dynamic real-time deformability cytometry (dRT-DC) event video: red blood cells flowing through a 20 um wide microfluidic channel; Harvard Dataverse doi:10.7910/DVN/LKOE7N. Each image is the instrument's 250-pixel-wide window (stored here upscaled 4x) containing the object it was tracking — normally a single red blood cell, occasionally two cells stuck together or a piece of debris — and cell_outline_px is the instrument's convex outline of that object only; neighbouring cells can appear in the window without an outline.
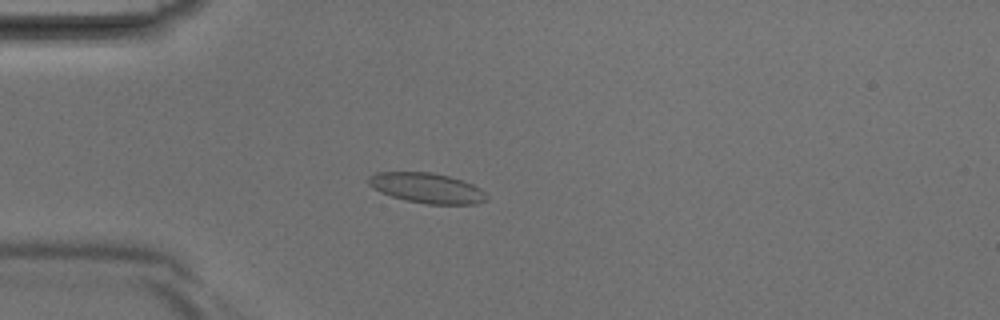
{"species": "Egyptian fruit bat (a non-hibernating species)", "species_latin": "Rousettus aegyptiacus", "temperature_condition": "room temperature", "stored_images_in_passage": 40, "camera_frame_rate_fps": 3000, "um_per_image_px": 0.085, "animal": {"sex": "male"}, "frame": {"image": 1, "passage_image": 10, "time_ms": 3.0, "image_size_px": [1000, 320], "cell_outline_px": [[488, 200], [476, 204], [428, 204], [408, 200], [392, 196], [380, 192], [372, 188], [368, 184], [368, 176], [376, 172], [432, 172], [448, 176], [472, 184], [480, 188], [488, 196]], "centroid_in_image_um": [36.28, 15.98], "position_along_channel_um": 48.7, "area_um2": 20.69}}
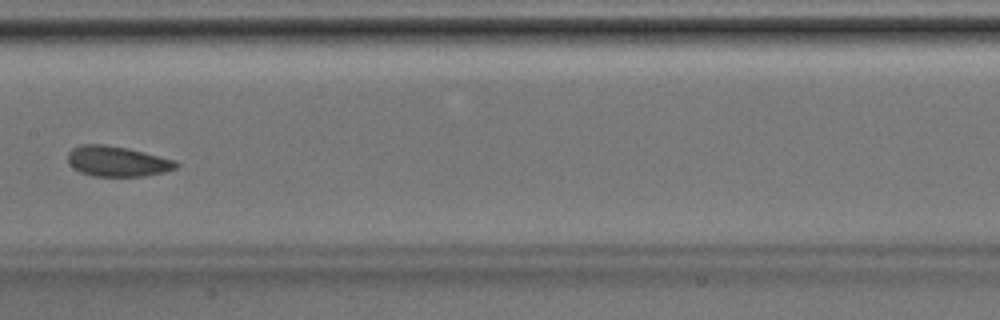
{"frame": {"image": 2, "passage_image": 20, "time_ms": 6.333, "image_size_px": [1000, 320], "cell_outline_px": [[180, 164], [176, 168], [164, 172], [144, 176], [92, 176], [80, 172], [72, 168], [68, 164], [68, 152], [72, 148], [80, 144], [104, 144], [128, 148], [176, 160]], "centroid_in_image_um": [9.94, 13.71], "position_along_channel_um": 197.5, "area_um2": 19.36}}
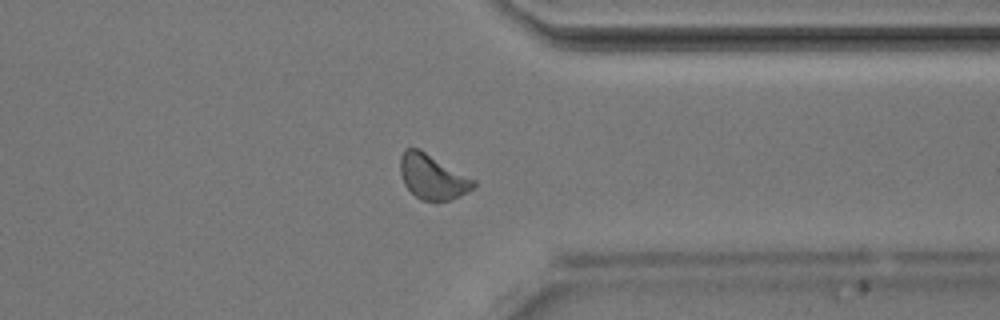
{"frame": {"image": 3, "passage_image": 31, "time_ms": 10.0, "image_size_px": [1000, 320], "cell_outline_px": [[476, 184], [468, 192], [460, 196], [436, 204], [420, 200], [404, 184], [400, 172], [400, 156], [404, 148], [420, 148], [476, 180]], "centroid_in_image_um": [36.76, 15.04], "position_along_channel_um": 374.6, "area_um2": 19.59}}